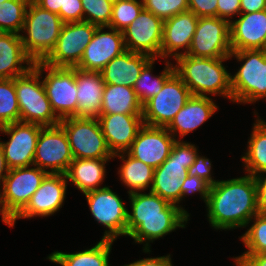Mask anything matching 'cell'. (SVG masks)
I'll return each mask as SVG.
<instances>
[{
    "instance_id": "cell-45",
    "label": "cell",
    "mask_w": 266,
    "mask_h": 266,
    "mask_svg": "<svg viewBox=\"0 0 266 266\" xmlns=\"http://www.w3.org/2000/svg\"><path fill=\"white\" fill-rule=\"evenodd\" d=\"M235 266H266V253L233 257Z\"/></svg>"
},
{
    "instance_id": "cell-50",
    "label": "cell",
    "mask_w": 266,
    "mask_h": 266,
    "mask_svg": "<svg viewBox=\"0 0 266 266\" xmlns=\"http://www.w3.org/2000/svg\"><path fill=\"white\" fill-rule=\"evenodd\" d=\"M8 172H9V168L7 167L5 157H4V152H3L2 146L0 144V186L1 187L4 183L5 178L8 175Z\"/></svg>"
},
{
    "instance_id": "cell-12",
    "label": "cell",
    "mask_w": 266,
    "mask_h": 266,
    "mask_svg": "<svg viewBox=\"0 0 266 266\" xmlns=\"http://www.w3.org/2000/svg\"><path fill=\"white\" fill-rule=\"evenodd\" d=\"M73 159L68 137L62 126L58 124L42 127L33 165L47 173L65 174Z\"/></svg>"
},
{
    "instance_id": "cell-14",
    "label": "cell",
    "mask_w": 266,
    "mask_h": 266,
    "mask_svg": "<svg viewBox=\"0 0 266 266\" xmlns=\"http://www.w3.org/2000/svg\"><path fill=\"white\" fill-rule=\"evenodd\" d=\"M47 174L35 165L9 169L0 196L4 210L12 219L27 205Z\"/></svg>"
},
{
    "instance_id": "cell-52",
    "label": "cell",
    "mask_w": 266,
    "mask_h": 266,
    "mask_svg": "<svg viewBox=\"0 0 266 266\" xmlns=\"http://www.w3.org/2000/svg\"><path fill=\"white\" fill-rule=\"evenodd\" d=\"M107 1H109V2L112 3V4H115V3H117V2H119V1H121V0H107Z\"/></svg>"
},
{
    "instance_id": "cell-17",
    "label": "cell",
    "mask_w": 266,
    "mask_h": 266,
    "mask_svg": "<svg viewBox=\"0 0 266 266\" xmlns=\"http://www.w3.org/2000/svg\"><path fill=\"white\" fill-rule=\"evenodd\" d=\"M164 20L144 8L122 33L126 50L160 58Z\"/></svg>"
},
{
    "instance_id": "cell-46",
    "label": "cell",
    "mask_w": 266,
    "mask_h": 266,
    "mask_svg": "<svg viewBox=\"0 0 266 266\" xmlns=\"http://www.w3.org/2000/svg\"><path fill=\"white\" fill-rule=\"evenodd\" d=\"M259 213H266V172L255 177Z\"/></svg>"
},
{
    "instance_id": "cell-25",
    "label": "cell",
    "mask_w": 266,
    "mask_h": 266,
    "mask_svg": "<svg viewBox=\"0 0 266 266\" xmlns=\"http://www.w3.org/2000/svg\"><path fill=\"white\" fill-rule=\"evenodd\" d=\"M77 85V116L95 117L101 113L105 83L98 71H85L75 67Z\"/></svg>"
},
{
    "instance_id": "cell-29",
    "label": "cell",
    "mask_w": 266,
    "mask_h": 266,
    "mask_svg": "<svg viewBox=\"0 0 266 266\" xmlns=\"http://www.w3.org/2000/svg\"><path fill=\"white\" fill-rule=\"evenodd\" d=\"M112 240H101L95 246L76 253L54 251L46 259L61 266H110Z\"/></svg>"
},
{
    "instance_id": "cell-49",
    "label": "cell",
    "mask_w": 266,
    "mask_h": 266,
    "mask_svg": "<svg viewBox=\"0 0 266 266\" xmlns=\"http://www.w3.org/2000/svg\"><path fill=\"white\" fill-rule=\"evenodd\" d=\"M38 6L60 16V10H65L66 0H33Z\"/></svg>"
},
{
    "instance_id": "cell-43",
    "label": "cell",
    "mask_w": 266,
    "mask_h": 266,
    "mask_svg": "<svg viewBox=\"0 0 266 266\" xmlns=\"http://www.w3.org/2000/svg\"><path fill=\"white\" fill-rule=\"evenodd\" d=\"M63 23L83 21V8L81 0H66L65 10H60Z\"/></svg>"
},
{
    "instance_id": "cell-24",
    "label": "cell",
    "mask_w": 266,
    "mask_h": 266,
    "mask_svg": "<svg viewBox=\"0 0 266 266\" xmlns=\"http://www.w3.org/2000/svg\"><path fill=\"white\" fill-rule=\"evenodd\" d=\"M218 105L210 96L192 95L175 115L166 129L178 140L204 124L218 110Z\"/></svg>"
},
{
    "instance_id": "cell-37",
    "label": "cell",
    "mask_w": 266,
    "mask_h": 266,
    "mask_svg": "<svg viewBox=\"0 0 266 266\" xmlns=\"http://www.w3.org/2000/svg\"><path fill=\"white\" fill-rule=\"evenodd\" d=\"M143 8L142 0H121L113 4L109 27L122 32L138 17Z\"/></svg>"
},
{
    "instance_id": "cell-40",
    "label": "cell",
    "mask_w": 266,
    "mask_h": 266,
    "mask_svg": "<svg viewBox=\"0 0 266 266\" xmlns=\"http://www.w3.org/2000/svg\"><path fill=\"white\" fill-rule=\"evenodd\" d=\"M212 164L210 159L197 153L194 163L188 168V175L197 176L209 186H213L218 180L211 175Z\"/></svg>"
},
{
    "instance_id": "cell-35",
    "label": "cell",
    "mask_w": 266,
    "mask_h": 266,
    "mask_svg": "<svg viewBox=\"0 0 266 266\" xmlns=\"http://www.w3.org/2000/svg\"><path fill=\"white\" fill-rule=\"evenodd\" d=\"M14 122H20L15 78H0V127Z\"/></svg>"
},
{
    "instance_id": "cell-27",
    "label": "cell",
    "mask_w": 266,
    "mask_h": 266,
    "mask_svg": "<svg viewBox=\"0 0 266 266\" xmlns=\"http://www.w3.org/2000/svg\"><path fill=\"white\" fill-rule=\"evenodd\" d=\"M33 65L34 62L24 51L20 34L0 32V78L22 76Z\"/></svg>"
},
{
    "instance_id": "cell-41",
    "label": "cell",
    "mask_w": 266,
    "mask_h": 266,
    "mask_svg": "<svg viewBox=\"0 0 266 266\" xmlns=\"http://www.w3.org/2000/svg\"><path fill=\"white\" fill-rule=\"evenodd\" d=\"M209 187L210 186L199 177L187 175L184 177V183L181 187V201L187 194L190 195L196 192L200 194V197L206 204L208 200Z\"/></svg>"
},
{
    "instance_id": "cell-11",
    "label": "cell",
    "mask_w": 266,
    "mask_h": 266,
    "mask_svg": "<svg viewBox=\"0 0 266 266\" xmlns=\"http://www.w3.org/2000/svg\"><path fill=\"white\" fill-rule=\"evenodd\" d=\"M84 195L95 221L108 229L102 239L115 241L119 236H127L128 209L110 186H103Z\"/></svg>"
},
{
    "instance_id": "cell-10",
    "label": "cell",
    "mask_w": 266,
    "mask_h": 266,
    "mask_svg": "<svg viewBox=\"0 0 266 266\" xmlns=\"http://www.w3.org/2000/svg\"><path fill=\"white\" fill-rule=\"evenodd\" d=\"M189 88L174 72L161 91L143 105V123L153 127H167L191 97Z\"/></svg>"
},
{
    "instance_id": "cell-22",
    "label": "cell",
    "mask_w": 266,
    "mask_h": 266,
    "mask_svg": "<svg viewBox=\"0 0 266 266\" xmlns=\"http://www.w3.org/2000/svg\"><path fill=\"white\" fill-rule=\"evenodd\" d=\"M238 16L230 21L231 50H266V10Z\"/></svg>"
},
{
    "instance_id": "cell-7",
    "label": "cell",
    "mask_w": 266,
    "mask_h": 266,
    "mask_svg": "<svg viewBox=\"0 0 266 266\" xmlns=\"http://www.w3.org/2000/svg\"><path fill=\"white\" fill-rule=\"evenodd\" d=\"M40 77L34 67L26 74L15 77L20 122L43 127L58 125L61 119L53 111Z\"/></svg>"
},
{
    "instance_id": "cell-21",
    "label": "cell",
    "mask_w": 266,
    "mask_h": 266,
    "mask_svg": "<svg viewBox=\"0 0 266 266\" xmlns=\"http://www.w3.org/2000/svg\"><path fill=\"white\" fill-rule=\"evenodd\" d=\"M198 19L195 13L188 10L164 20L160 59H175L189 51Z\"/></svg>"
},
{
    "instance_id": "cell-2",
    "label": "cell",
    "mask_w": 266,
    "mask_h": 266,
    "mask_svg": "<svg viewBox=\"0 0 266 266\" xmlns=\"http://www.w3.org/2000/svg\"><path fill=\"white\" fill-rule=\"evenodd\" d=\"M206 205L210 226L218 230L245 228L259 213L255 177L218 180L209 187Z\"/></svg>"
},
{
    "instance_id": "cell-20",
    "label": "cell",
    "mask_w": 266,
    "mask_h": 266,
    "mask_svg": "<svg viewBox=\"0 0 266 266\" xmlns=\"http://www.w3.org/2000/svg\"><path fill=\"white\" fill-rule=\"evenodd\" d=\"M107 29V32L104 29ZM126 51L123 33L111 27H97L77 69L100 72L113 58Z\"/></svg>"
},
{
    "instance_id": "cell-39",
    "label": "cell",
    "mask_w": 266,
    "mask_h": 266,
    "mask_svg": "<svg viewBox=\"0 0 266 266\" xmlns=\"http://www.w3.org/2000/svg\"><path fill=\"white\" fill-rule=\"evenodd\" d=\"M145 10L166 20L178 13L188 11V0H142Z\"/></svg>"
},
{
    "instance_id": "cell-8",
    "label": "cell",
    "mask_w": 266,
    "mask_h": 266,
    "mask_svg": "<svg viewBox=\"0 0 266 266\" xmlns=\"http://www.w3.org/2000/svg\"><path fill=\"white\" fill-rule=\"evenodd\" d=\"M70 144L73 158L103 159L113 158L108 148L98 118L66 117L59 123Z\"/></svg>"
},
{
    "instance_id": "cell-48",
    "label": "cell",
    "mask_w": 266,
    "mask_h": 266,
    "mask_svg": "<svg viewBox=\"0 0 266 266\" xmlns=\"http://www.w3.org/2000/svg\"><path fill=\"white\" fill-rule=\"evenodd\" d=\"M266 10V0H240V13Z\"/></svg>"
},
{
    "instance_id": "cell-47",
    "label": "cell",
    "mask_w": 266,
    "mask_h": 266,
    "mask_svg": "<svg viewBox=\"0 0 266 266\" xmlns=\"http://www.w3.org/2000/svg\"><path fill=\"white\" fill-rule=\"evenodd\" d=\"M171 256L164 255L159 257H148L139 259L130 264H124L123 266H173Z\"/></svg>"
},
{
    "instance_id": "cell-23",
    "label": "cell",
    "mask_w": 266,
    "mask_h": 266,
    "mask_svg": "<svg viewBox=\"0 0 266 266\" xmlns=\"http://www.w3.org/2000/svg\"><path fill=\"white\" fill-rule=\"evenodd\" d=\"M97 118L113 155L126 152L144 125L142 115L100 114Z\"/></svg>"
},
{
    "instance_id": "cell-15",
    "label": "cell",
    "mask_w": 266,
    "mask_h": 266,
    "mask_svg": "<svg viewBox=\"0 0 266 266\" xmlns=\"http://www.w3.org/2000/svg\"><path fill=\"white\" fill-rule=\"evenodd\" d=\"M231 53L230 22L219 17H199L186 55L222 58L229 57Z\"/></svg>"
},
{
    "instance_id": "cell-51",
    "label": "cell",
    "mask_w": 266,
    "mask_h": 266,
    "mask_svg": "<svg viewBox=\"0 0 266 266\" xmlns=\"http://www.w3.org/2000/svg\"><path fill=\"white\" fill-rule=\"evenodd\" d=\"M0 214L2 216V222L5 225H8L10 228L13 227V219L7 214V212L4 210L3 205H2V200L0 196Z\"/></svg>"
},
{
    "instance_id": "cell-28",
    "label": "cell",
    "mask_w": 266,
    "mask_h": 266,
    "mask_svg": "<svg viewBox=\"0 0 266 266\" xmlns=\"http://www.w3.org/2000/svg\"><path fill=\"white\" fill-rule=\"evenodd\" d=\"M112 158L80 159L74 158L70 163L65 176L67 181L83 194L100 188L106 175V163Z\"/></svg>"
},
{
    "instance_id": "cell-33",
    "label": "cell",
    "mask_w": 266,
    "mask_h": 266,
    "mask_svg": "<svg viewBox=\"0 0 266 266\" xmlns=\"http://www.w3.org/2000/svg\"><path fill=\"white\" fill-rule=\"evenodd\" d=\"M158 59H152L141 71L138 79L134 84V91L142 105L150 100L154 95L158 94L165 81L175 72L174 64L168 59H164L166 62L164 70L159 75H153V65Z\"/></svg>"
},
{
    "instance_id": "cell-19",
    "label": "cell",
    "mask_w": 266,
    "mask_h": 266,
    "mask_svg": "<svg viewBox=\"0 0 266 266\" xmlns=\"http://www.w3.org/2000/svg\"><path fill=\"white\" fill-rule=\"evenodd\" d=\"M175 141L176 139L166 127L144 124L126 152L156 169L169 157Z\"/></svg>"
},
{
    "instance_id": "cell-26",
    "label": "cell",
    "mask_w": 266,
    "mask_h": 266,
    "mask_svg": "<svg viewBox=\"0 0 266 266\" xmlns=\"http://www.w3.org/2000/svg\"><path fill=\"white\" fill-rule=\"evenodd\" d=\"M152 59L148 55L126 50L106 64L100 73L105 84L133 88L141 71Z\"/></svg>"
},
{
    "instance_id": "cell-13",
    "label": "cell",
    "mask_w": 266,
    "mask_h": 266,
    "mask_svg": "<svg viewBox=\"0 0 266 266\" xmlns=\"http://www.w3.org/2000/svg\"><path fill=\"white\" fill-rule=\"evenodd\" d=\"M97 27L87 21L64 23L55 48L43 63L53 67H76Z\"/></svg>"
},
{
    "instance_id": "cell-1",
    "label": "cell",
    "mask_w": 266,
    "mask_h": 266,
    "mask_svg": "<svg viewBox=\"0 0 266 266\" xmlns=\"http://www.w3.org/2000/svg\"><path fill=\"white\" fill-rule=\"evenodd\" d=\"M128 196L131 211L127 213V236L135 243L143 244L145 253L150 254V243L154 240L163 238L178 228H185L190 220L179 206L151 191L134 192Z\"/></svg>"
},
{
    "instance_id": "cell-38",
    "label": "cell",
    "mask_w": 266,
    "mask_h": 266,
    "mask_svg": "<svg viewBox=\"0 0 266 266\" xmlns=\"http://www.w3.org/2000/svg\"><path fill=\"white\" fill-rule=\"evenodd\" d=\"M83 21L98 27H108L112 18L113 4L107 0H81Z\"/></svg>"
},
{
    "instance_id": "cell-16",
    "label": "cell",
    "mask_w": 266,
    "mask_h": 266,
    "mask_svg": "<svg viewBox=\"0 0 266 266\" xmlns=\"http://www.w3.org/2000/svg\"><path fill=\"white\" fill-rule=\"evenodd\" d=\"M42 127L24 122H14L0 127L1 134L10 137L6 142L0 141L9 169L33 165L35 148Z\"/></svg>"
},
{
    "instance_id": "cell-36",
    "label": "cell",
    "mask_w": 266,
    "mask_h": 266,
    "mask_svg": "<svg viewBox=\"0 0 266 266\" xmlns=\"http://www.w3.org/2000/svg\"><path fill=\"white\" fill-rule=\"evenodd\" d=\"M249 223L247 226H251L240 238L247 248L242 255L266 253V213L256 214Z\"/></svg>"
},
{
    "instance_id": "cell-31",
    "label": "cell",
    "mask_w": 266,
    "mask_h": 266,
    "mask_svg": "<svg viewBox=\"0 0 266 266\" xmlns=\"http://www.w3.org/2000/svg\"><path fill=\"white\" fill-rule=\"evenodd\" d=\"M257 115L248 139L246 153L241 156L244 171L256 177L266 172V122Z\"/></svg>"
},
{
    "instance_id": "cell-6",
    "label": "cell",
    "mask_w": 266,
    "mask_h": 266,
    "mask_svg": "<svg viewBox=\"0 0 266 266\" xmlns=\"http://www.w3.org/2000/svg\"><path fill=\"white\" fill-rule=\"evenodd\" d=\"M229 57L243 63L231 74L232 102L252 104L266 100V50L232 51Z\"/></svg>"
},
{
    "instance_id": "cell-3",
    "label": "cell",
    "mask_w": 266,
    "mask_h": 266,
    "mask_svg": "<svg viewBox=\"0 0 266 266\" xmlns=\"http://www.w3.org/2000/svg\"><path fill=\"white\" fill-rule=\"evenodd\" d=\"M230 57L205 58L186 54L176 57L175 73L194 96H222L232 102L231 73L224 61Z\"/></svg>"
},
{
    "instance_id": "cell-4",
    "label": "cell",
    "mask_w": 266,
    "mask_h": 266,
    "mask_svg": "<svg viewBox=\"0 0 266 266\" xmlns=\"http://www.w3.org/2000/svg\"><path fill=\"white\" fill-rule=\"evenodd\" d=\"M61 17L38 6L33 0L25 13L21 41L26 55L35 63L43 62L55 48L63 26Z\"/></svg>"
},
{
    "instance_id": "cell-30",
    "label": "cell",
    "mask_w": 266,
    "mask_h": 266,
    "mask_svg": "<svg viewBox=\"0 0 266 266\" xmlns=\"http://www.w3.org/2000/svg\"><path fill=\"white\" fill-rule=\"evenodd\" d=\"M142 115L143 105L133 88L125 85L105 84L100 114Z\"/></svg>"
},
{
    "instance_id": "cell-32",
    "label": "cell",
    "mask_w": 266,
    "mask_h": 266,
    "mask_svg": "<svg viewBox=\"0 0 266 266\" xmlns=\"http://www.w3.org/2000/svg\"><path fill=\"white\" fill-rule=\"evenodd\" d=\"M115 157L122 160L120 168L118 167V174L120 181L129 188L128 194L143 192L146 189L150 191L154 168L130 156L127 152L115 154L113 158Z\"/></svg>"
},
{
    "instance_id": "cell-18",
    "label": "cell",
    "mask_w": 266,
    "mask_h": 266,
    "mask_svg": "<svg viewBox=\"0 0 266 266\" xmlns=\"http://www.w3.org/2000/svg\"><path fill=\"white\" fill-rule=\"evenodd\" d=\"M67 183L65 174L48 173L27 205L13 218V226L18 219L48 217L60 211L66 198Z\"/></svg>"
},
{
    "instance_id": "cell-42",
    "label": "cell",
    "mask_w": 266,
    "mask_h": 266,
    "mask_svg": "<svg viewBox=\"0 0 266 266\" xmlns=\"http://www.w3.org/2000/svg\"><path fill=\"white\" fill-rule=\"evenodd\" d=\"M188 10L197 17H217V0H188Z\"/></svg>"
},
{
    "instance_id": "cell-34",
    "label": "cell",
    "mask_w": 266,
    "mask_h": 266,
    "mask_svg": "<svg viewBox=\"0 0 266 266\" xmlns=\"http://www.w3.org/2000/svg\"><path fill=\"white\" fill-rule=\"evenodd\" d=\"M30 0H6L0 3V32L20 34Z\"/></svg>"
},
{
    "instance_id": "cell-9",
    "label": "cell",
    "mask_w": 266,
    "mask_h": 266,
    "mask_svg": "<svg viewBox=\"0 0 266 266\" xmlns=\"http://www.w3.org/2000/svg\"><path fill=\"white\" fill-rule=\"evenodd\" d=\"M33 67L43 77L46 95L55 114L60 119L77 116L75 67H53L43 62H35Z\"/></svg>"
},
{
    "instance_id": "cell-5",
    "label": "cell",
    "mask_w": 266,
    "mask_h": 266,
    "mask_svg": "<svg viewBox=\"0 0 266 266\" xmlns=\"http://www.w3.org/2000/svg\"><path fill=\"white\" fill-rule=\"evenodd\" d=\"M198 148L191 142L176 140L169 157L154 169L153 182L150 191L179 206L189 217L190 214L178 205L181 203V187L188 168L194 163Z\"/></svg>"
},
{
    "instance_id": "cell-44",
    "label": "cell",
    "mask_w": 266,
    "mask_h": 266,
    "mask_svg": "<svg viewBox=\"0 0 266 266\" xmlns=\"http://www.w3.org/2000/svg\"><path fill=\"white\" fill-rule=\"evenodd\" d=\"M239 14L240 0H217V17L230 22L233 16Z\"/></svg>"
}]
</instances>
